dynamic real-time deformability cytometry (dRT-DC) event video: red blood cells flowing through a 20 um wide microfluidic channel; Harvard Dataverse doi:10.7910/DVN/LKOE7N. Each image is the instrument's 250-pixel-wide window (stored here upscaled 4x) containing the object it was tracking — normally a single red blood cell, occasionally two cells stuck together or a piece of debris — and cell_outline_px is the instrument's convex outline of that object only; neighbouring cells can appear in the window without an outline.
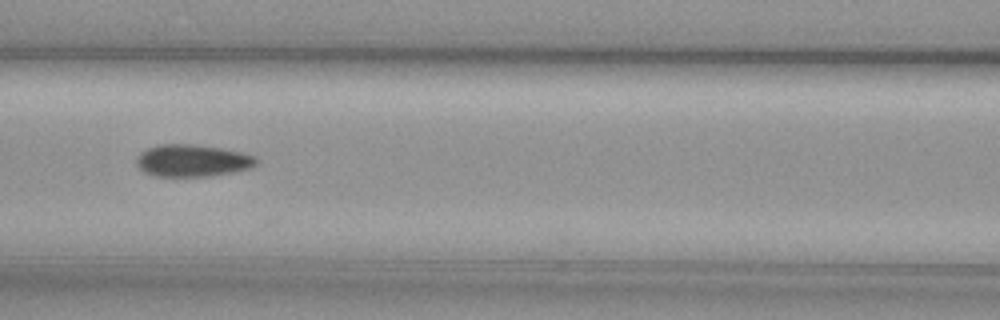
{"species": "common noctule bat (a hibernating species)", "species_latin": "Nyctalus noctula", "temperature_condition": "cold", "stored_images_in_passage": 46, "camera_frame_rate_fps": 3000, "um_per_image_px": 0.085, "animal": {"sex": "female", "body_mass_g": 29.2, "forearm_length_mm": 56.3}, "frame": {"image": 1, "passage_image": 23, "time_ms": 7.333, "image_size_px": [1000, 320], "cell_outline_px": [[256, 164], [248, 168], [232, 172], [208, 176], [156, 176], [144, 172], [136, 164], [136, 156], [140, 152], [148, 148], [160, 144], [192, 144], [220, 148], [240, 152], [252, 156], [256, 160]], "centroid_in_image_um": [16.28, 13.65], "position_along_channel_um": 150.3, "area_um2": 22.14}}
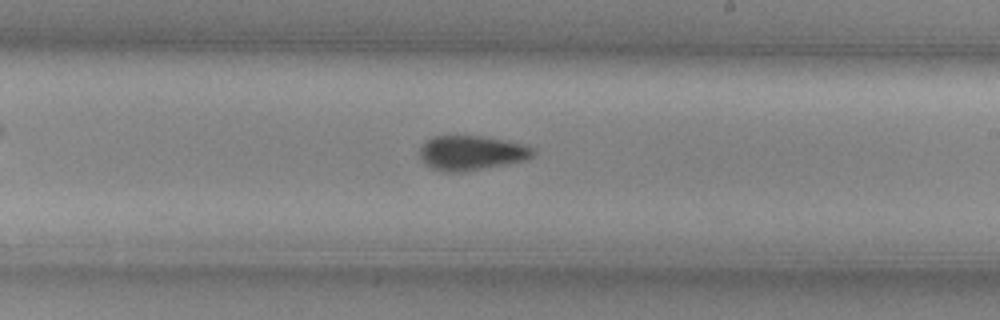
{"frame": {"image": 2, "passage_image": 31, "time_ms": 10.0, "image_size_px": [1000, 320], "cell_outline_px": [[536, 152], [532, 156], [524, 160], [464, 172], [440, 172], [432, 168], [420, 156], [420, 148], [432, 136], [480, 136], [504, 140], [520, 144], [532, 148]], "centroid_in_image_um": [40.05, 13.0], "position_along_channel_um": 249.0, "area_um2": 22.43}}
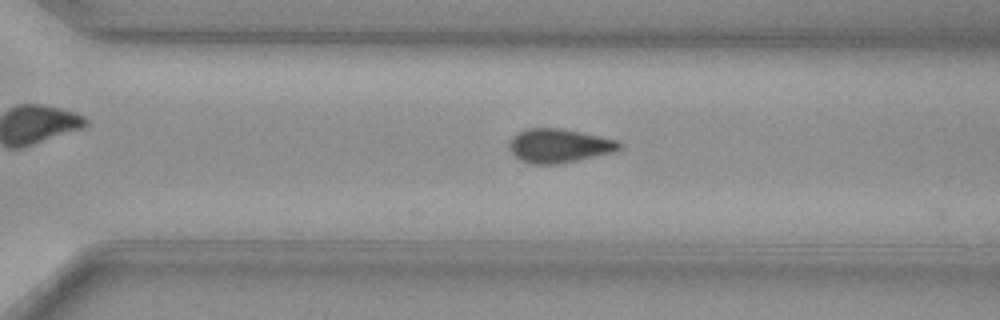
{"frame": {"image": 3, "passage_image": 37, "time_ms": 12.0, "image_size_px": [1000, 320], "cell_outline_px": [[620, 148], [616, 152], [560, 164], [532, 164], [520, 160], [508, 148], [508, 144], [512, 136], [516, 132], [528, 128], [560, 128], [580, 132], [616, 140], [620, 144]], "centroid_in_image_um": [47.48, 12.39], "position_along_channel_um": 323.1, "area_um2": 21.79}, "authors_computed_cell_mechanics": {"area_um2": 22.1952, "velocity_mm_per_s": 3.7182, "shape_relaxation_time_tau1_ms": 9.7979, "shape_relaxation_time_tau2_ms": 4.1878, "deformation_change_tau1": 0.1486, "deformation_change_tau2": 0.0894}}